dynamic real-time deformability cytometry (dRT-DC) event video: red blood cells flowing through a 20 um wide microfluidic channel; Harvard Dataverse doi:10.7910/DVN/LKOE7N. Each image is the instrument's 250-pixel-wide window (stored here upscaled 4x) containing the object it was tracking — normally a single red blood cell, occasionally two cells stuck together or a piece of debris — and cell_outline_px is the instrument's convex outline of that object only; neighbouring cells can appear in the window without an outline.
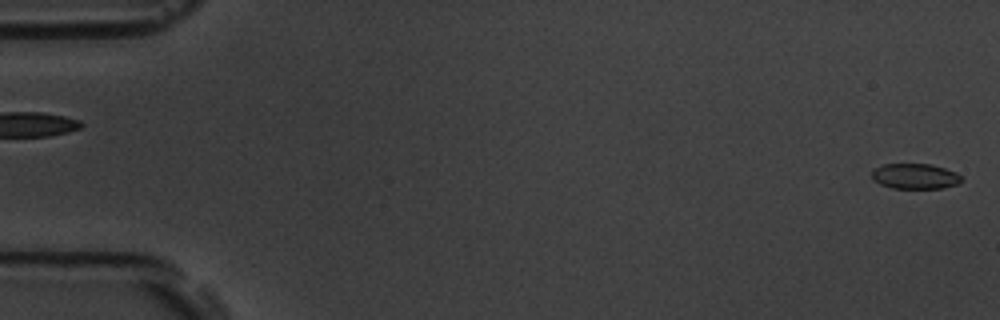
{"species": "common noctule bat (a hibernating species)", "species_latin": "Nyctalus noctula", "temperature_condition": "room temperature", "stored_images_in_passage": 57, "camera_frame_rate_fps": 3000, "um_per_image_px": 0.085, "animal": {"sex": "male", "body_mass_g": 19.5, "forearm_length_mm": 54.6}, "frame": {"image": 1, "passage_image": 1, "time_ms": 0.0, "image_size_px": [1000, 320], "cell_outline_px": [[964, 180], [960, 184], [944, 188], [892, 188], [880, 184], [872, 180], [872, 168], [884, 164], [932, 164], [956, 172]], "centroid_in_image_um": [77.79, 14.98], "position_along_channel_um": 7.2, "area_um2": 13.47}}
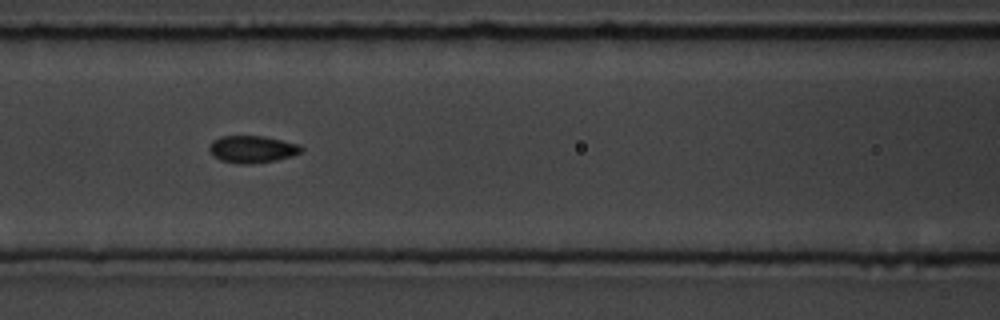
{"frame": {"image": 2, "passage_image": 25, "time_ms": 8.0, "image_size_px": [1000, 320], "cell_outline_px": [[304, 148], [300, 152], [292, 156], [276, 160], [248, 164], [240, 164], [220, 160], [212, 156], [208, 148], [208, 144], [212, 140], [220, 136], [264, 136], [300, 144]], "centroid_in_image_um": [21.4, 12.67], "position_along_channel_um": 145.2, "area_um2": 14.74}}
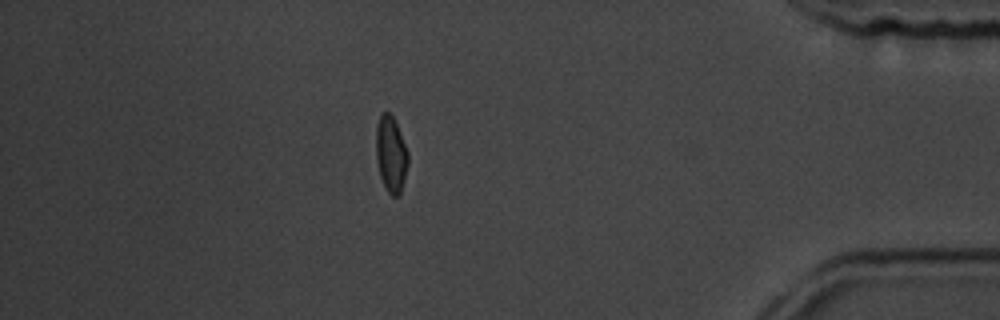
{"frame": {"image": 3, "passage_image": 50, "time_ms": 16.333, "image_size_px": [1000, 320], "cell_outline_px": [[408, 164], [404, 180], [400, 192], [396, 196], [392, 196], [388, 192], [380, 176], [376, 160], [376, 124], [380, 116], [384, 112], [388, 112], [392, 116], [396, 124], [408, 152]], "centroid_in_image_um": [33.22, 13.1], "position_along_channel_um": 402.0, "area_um2": 13.99}, "authors_computed_cell_mechanics": {"area_um2": 14.2766, "velocity_mm_per_s": 3.5895, "shape_relaxation_time_tau1_ms": 4.32, "shape_relaxation_time_tau2_ms": 1.1221, "deformation_change_tau1": 0.1061, "deformation_change_tau2": 0.0389}}